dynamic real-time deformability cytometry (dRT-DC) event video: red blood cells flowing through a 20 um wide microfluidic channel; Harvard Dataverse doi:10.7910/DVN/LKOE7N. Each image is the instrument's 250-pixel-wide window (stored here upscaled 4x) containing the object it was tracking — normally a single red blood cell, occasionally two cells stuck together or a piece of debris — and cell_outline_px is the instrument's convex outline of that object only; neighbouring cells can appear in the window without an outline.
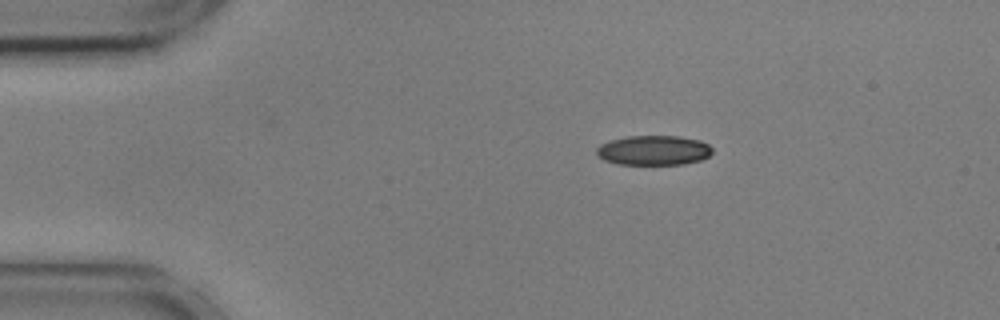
{"species": "common noctule bat (a hibernating species)", "species_latin": "Nyctalus noctula", "temperature_condition": "cold", "stored_images_in_passage": 54, "camera_frame_rate_fps": 3000, "um_per_image_px": 0.085, "animal": {"sex": "male", "body_mass_g": 17.9, "forearm_length_mm": 54.2}, "frame": {"image": 1, "passage_image": 9, "time_ms": 2.667, "image_size_px": [1000, 320], "cell_outline_px": [[712, 152], [708, 156], [700, 160], [684, 164], [616, 164], [604, 160], [596, 156], [596, 148], [600, 144], [612, 140], [628, 136], [680, 136], [700, 140], [708, 144], [712, 148]], "centroid_in_image_um": [55.54, 12.78], "position_along_channel_um": 29.5, "area_um2": 20.11}}
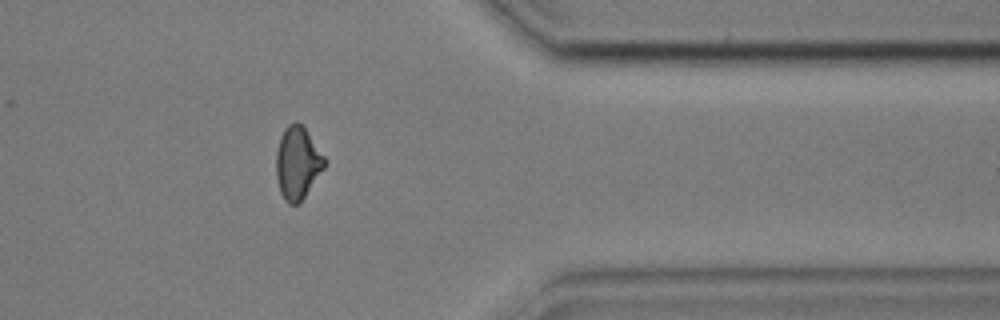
{"frame": {"image": 2, "passage_image": 44, "time_ms": 14.333, "image_size_px": [1000, 320], "cell_outline_px": [[328, 160], [324, 168], [300, 204], [288, 204], [284, 200], [280, 192], [276, 176], [276, 152], [280, 136], [284, 128], [288, 124], [296, 120], [304, 128]], "centroid_in_image_um": [25.29, 13.86], "position_along_channel_um": 386.1, "area_um2": 20.69}}
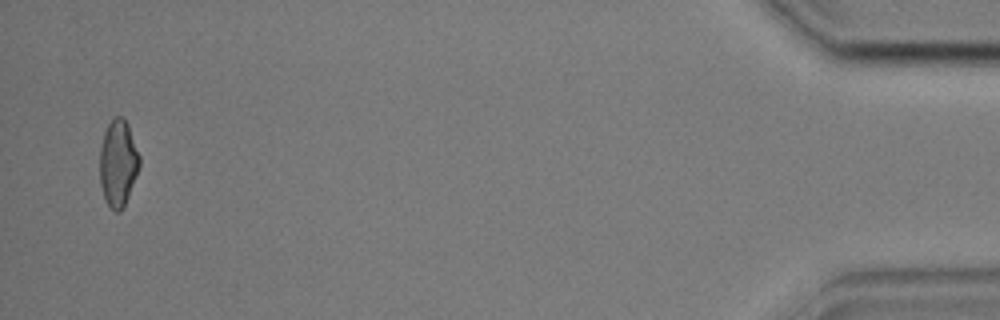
{"frame": {"image": 3, "passage_image": 53, "time_ms": 17.333, "image_size_px": [1000, 320], "cell_outline_px": [[140, 164], [136, 176], [128, 196], [120, 212], [116, 212], [104, 200], [100, 184], [100, 148], [104, 132], [112, 116], [124, 116], [128, 124], [140, 156]], "centroid_in_image_um": [10.03, 13.82], "position_along_channel_um": 425.2, "area_um2": 20.11}, "authors_computed_cell_mechanics": {"area_um2": 20.519, "velocity_mm_per_s": 3.6164, "shape_relaxation_time_tau1_ms": 8.6387, "shape_relaxation_time_tau2_ms": 3.6079, "deformation_change_tau1": 0.1454, "deformation_change_tau2": 0.0959}}